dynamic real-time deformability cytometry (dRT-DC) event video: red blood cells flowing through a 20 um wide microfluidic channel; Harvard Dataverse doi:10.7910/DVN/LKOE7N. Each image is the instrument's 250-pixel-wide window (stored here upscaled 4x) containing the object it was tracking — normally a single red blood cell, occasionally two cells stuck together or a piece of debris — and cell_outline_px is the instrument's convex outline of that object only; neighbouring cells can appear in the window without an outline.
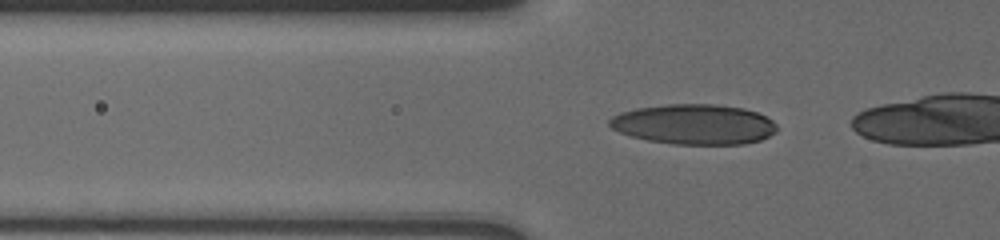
{"species": "human", "species_latin": "Homo sapiens", "temperature_condition": "cold", "stored_images_in_passage": 9, "camera_frame_rate_fps": 3000, "um_per_image_px": 0.085, "donor": {"sex": "male"}, "frame": {"image": 1, "passage_image": 5, "time_ms": 1.0, "image_size_px": [1000, 240], "cell_outline_px": [[776, 132], [760, 140], [744, 144], [672, 144], [648, 140], [632, 136], [620, 132], [612, 128], [608, 124], [608, 120], [612, 116], [620, 112], [636, 108], [668, 104], [716, 104], [744, 108], [756, 112], [772, 120], [776, 124]], "centroid_in_image_um": [58.99, 10.56], "position_along_channel_um": 66.8, "area_um2": 39.19}}